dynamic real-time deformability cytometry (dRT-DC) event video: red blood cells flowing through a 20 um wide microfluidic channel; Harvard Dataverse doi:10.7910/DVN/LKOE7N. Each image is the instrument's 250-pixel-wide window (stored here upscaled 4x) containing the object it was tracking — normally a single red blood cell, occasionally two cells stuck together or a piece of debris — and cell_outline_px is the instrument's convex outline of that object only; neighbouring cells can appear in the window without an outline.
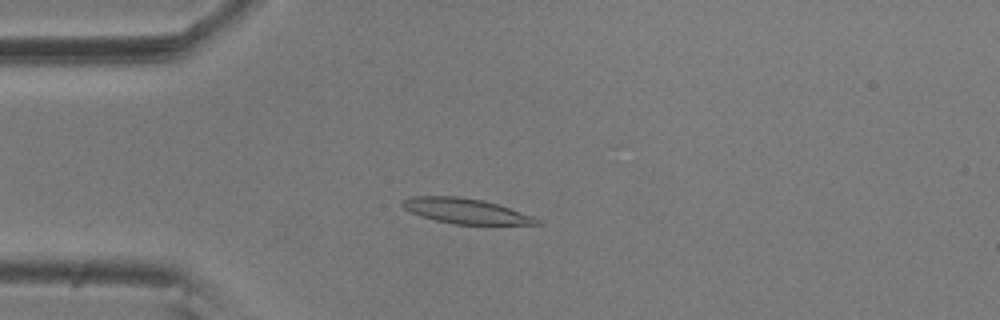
{"species": "common noctule bat (a hibernating species)", "species_latin": "Nyctalus noctula", "temperature_condition": "room temperature", "stored_images_in_passage": 51, "camera_frame_rate_fps": 3000, "um_per_image_px": 0.085, "animal": {"sex": "male", "body_mass_g": 20.5, "forearm_length_mm": 52.5}, "frame": {"image": 1, "passage_image": 9, "time_ms": 2.667, "image_size_px": [1000, 320], "cell_outline_px": [[544, 224], [456, 224], [436, 220], [412, 212], [404, 208], [400, 204], [404, 200], [412, 196], [460, 196], [484, 200], [532, 216], [540, 220]], "centroid_in_image_um": [39.58, 17.92], "position_along_channel_um": 45.4, "area_um2": 19.31}}
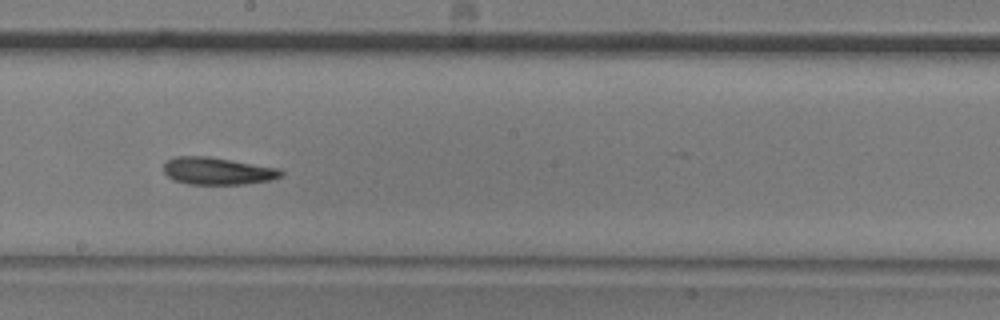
{"frame": {"image": 2, "passage_image": 26, "time_ms": 8.333, "image_size_px": [1000, 320], "cell_outline_px": [[284, 176], [272, 180], [244, 184], [188, 184], [176, 180], [168, 176], [164, 172], [164, 164], [168, 160], [176, 156], [208, 156], [280, 168], [284, 172]], "centroid_in_image_um": [18.55, 14.53], "position_along_channel_um": 229.7, "area_um2": 18.73}}
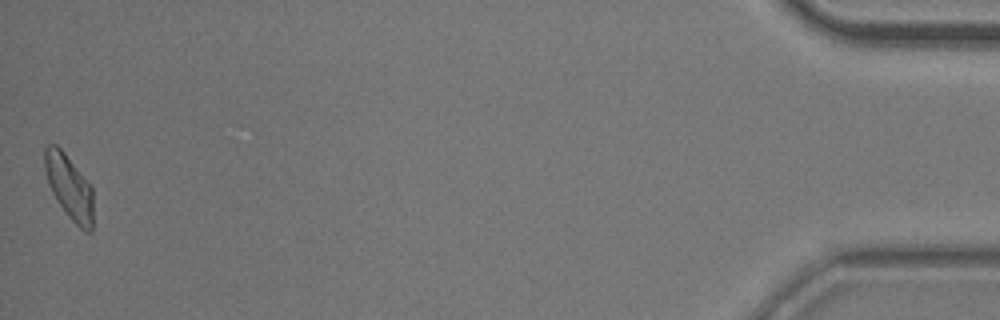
{"frame": {"image": 3, "passage_image": 51, "time_ms": 16.667, "image_size_px": [1000, 320], "cell_outline_px": [[92, 232], [84, 232], [68, 216], [56, 200], [48, 184], [44, 168], [44, 148], [48, 144], [56, 144], [64, 152], [92, 188]], "centroid_in_image_um": [5.85, 15.9], "position_along_channel_um": 429.3, "area_um2": 18.03}, "authors_computed_cell_mechanics": {"area_um2": 18.6694, "velocity_mm_per_s": 3.5426, "shape_relaxation_time_tau1_ms": 7.1642, "shape_relaxation_time_tau2_ms": 5.1525, "deformation_change_tau1": 0.1644, "deformation_change_tau2": 0.1435}}